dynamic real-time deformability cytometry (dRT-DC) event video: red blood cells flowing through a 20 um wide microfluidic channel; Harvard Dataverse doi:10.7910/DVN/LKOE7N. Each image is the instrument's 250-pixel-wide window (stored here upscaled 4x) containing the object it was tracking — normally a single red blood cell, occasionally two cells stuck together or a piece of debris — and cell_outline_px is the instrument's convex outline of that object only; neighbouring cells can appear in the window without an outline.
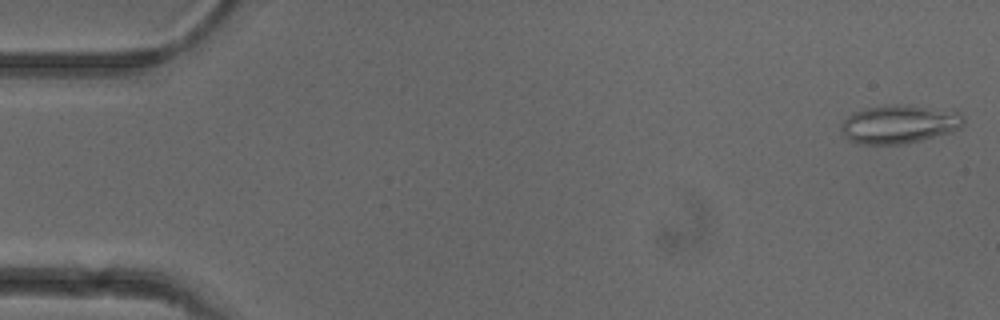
{"species": "common noctule bat (a hibernating species)", "species_latin": "Nyctalus noctula", "temperature_condition": "cold", "stored_images_in_passage": 52, "camera_frame_rate_fps": 3000, "um_per_image_px": 0.085, "animal": {"sex": "female"}, "frame": {"image": 1, "passage_image": 1, "time_ms": 0.0, "image_size_px": [1000, 320], "cell_outline_px": [[964, 124], [960, 128], [952, 132], [904, 144], [856, 144], [848, 140], [844, 136], [840, 128], [840, 124], [852, 112], [864, 108], [884, 104], [912, 104], [956, 108], [964, 116]], "centroid_in_image_um": [76.49, 10.51], "position_along_channel_um": 8.5, "area_um2": 28.67}}
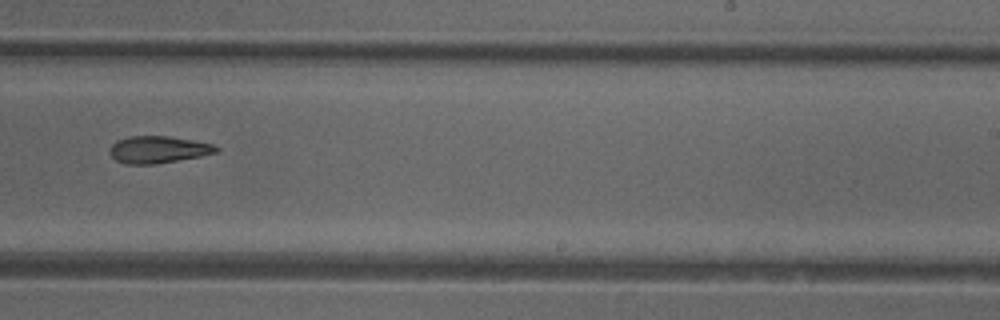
{"frame": {"image": 2, "passage_image": 32, "time_ms": 10.333, "image_size_px": [1000, 320], "cell_outline_px": [[220, 152], [200, 156], [156, 164], [124, 164], [116, 160], [108, 152], [112, 144], [116, 140], [128, 136], [168, 136], [192, 140], [212, 144], [220, 148]], "centroid_in_image_um": [13.43, 12.71], "position_along_channel_um": 275.6, "area_um2": 16.88}}
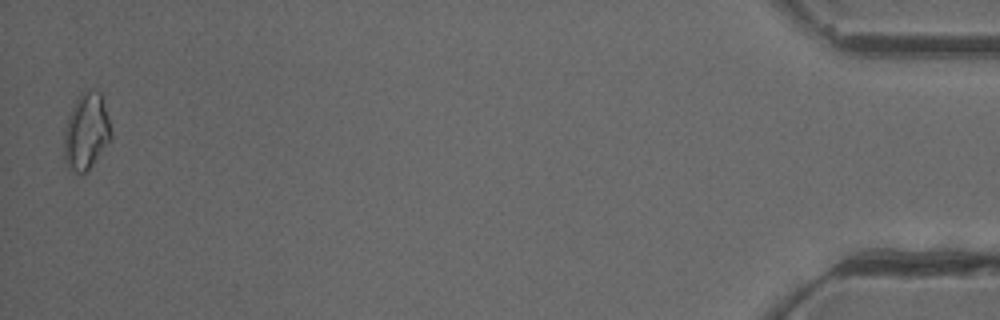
{"frame": {"image": 3, "passage_image": 51, "time_ms": 16.667, "image_size_px": [1000, 320], "cell_outline_px": [[112, 140], [88, 172], [76, 172], [64, 160], [64, 128], [68, 116], [76, 100], [84, 92], [100, 92], [108, 116], [112, 132]], "centroid_in_image_um": [7.36, 11.23], "position_along_channel_um": 427.8, "area_um2": 20.81}}